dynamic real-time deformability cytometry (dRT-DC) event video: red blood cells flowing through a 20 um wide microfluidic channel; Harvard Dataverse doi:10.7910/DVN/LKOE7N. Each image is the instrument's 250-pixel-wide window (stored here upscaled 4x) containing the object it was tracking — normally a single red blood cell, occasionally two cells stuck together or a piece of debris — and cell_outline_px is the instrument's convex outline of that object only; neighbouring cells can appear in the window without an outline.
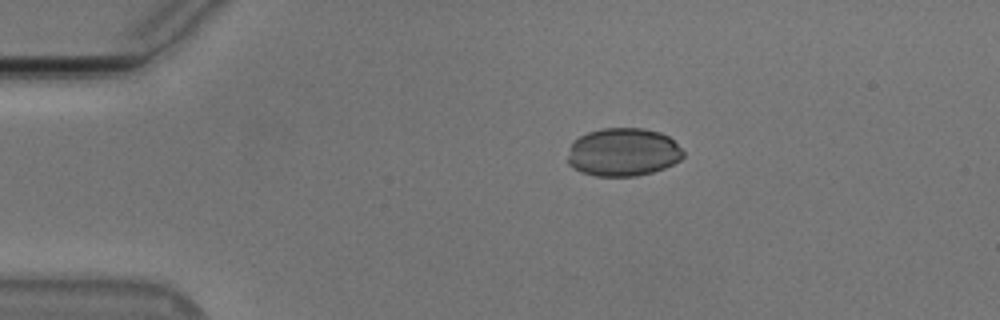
{"species": "Egyptian fruit bat (a non-hibernating species)", "species_latin": "Rousettus aegyptiacus", "temperature_condition": "cold", "stored_images_in_passage": 44, "camera_frame_rate_fps": 3000, "um_per_image_px": 0.085, "animal": {"sex": "male"}, "frame": {"image": 1, "passage_image": 1, "time_ms": 0.0, "image_size_px": [1000, 320], "cell_outline_px": [[684, 156], [680, 160], [664, 168], [652, 172], [636, 176], [596, 176], [580, 172], [572, 168], [568, 164], [568, 156], [572, 144], [580, 136], [588, 132], [604, 128], [640, 128], [660, 132], [668, 136], [684, 152]], "centroid_in_image_um": [52.96, 12.94], "position_along_channel_um": 32.0, "area_um2": 32.31}}
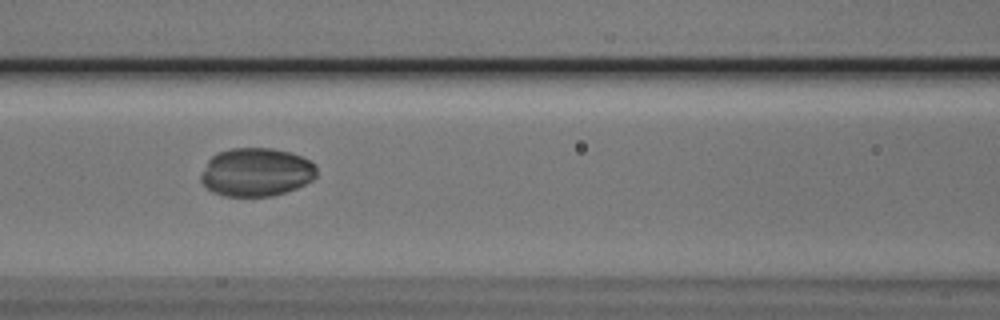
{"frame": {"image": 2, "passage_image": 14, "time_ms": 4.333, "image_size_px": [1000, 320], "cell_outline_px": [[316, 176], [312, 180], [296, 188], [272, 196], [224, 196], [212, 192], [200, 180], [200, 176], [208, 160], [216, 152], [228, 148], [272, 148], [288, 152], [300, 156], [316, 164]], "centroid_in_image_um": [21.76, 14.63], "position_along_channel_um": 144.8, "area_um2": 32.66}}
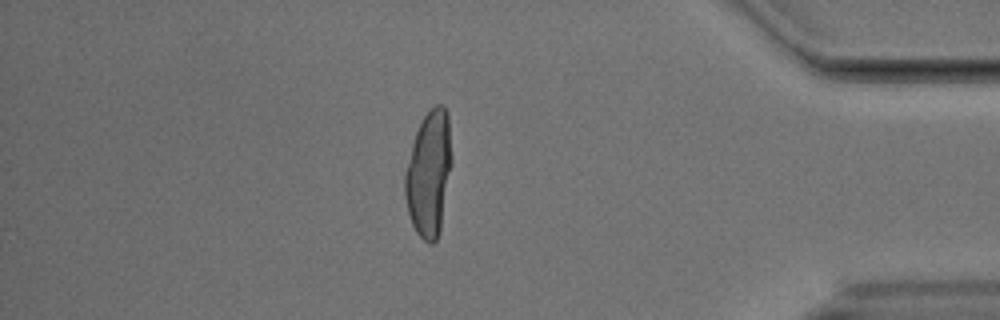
{"frame": {"image": 3, "passage_image": 37, "time_ms": 12.0, "image_size_px": [1000, 320], "cell_outline_px": [[452, 164], [440, 232], [436, 240], [432, 244], [428, 244], [416, 232], [412, 224], [408, 212], [404, 192], [404, 176], [412, 144], [416, 132], [424, 116], [436, 104], [444, 104], [448, 116], [452, 160]], "centroid_in_image_um": [36.47, 14.78], "position_along_channel_um": 398.7, "area_um2": 34.28}}